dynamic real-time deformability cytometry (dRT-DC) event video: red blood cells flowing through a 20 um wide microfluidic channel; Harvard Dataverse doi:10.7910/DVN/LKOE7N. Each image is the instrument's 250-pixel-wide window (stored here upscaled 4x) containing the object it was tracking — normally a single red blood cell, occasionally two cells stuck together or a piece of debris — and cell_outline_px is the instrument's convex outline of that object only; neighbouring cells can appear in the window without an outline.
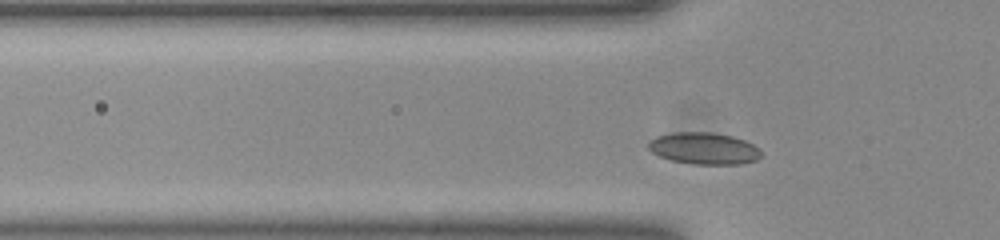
{"species": "common noctule bat (a hibernating species)", "species_latin": "Nyctalus noctula", "temperature_condition": "room temperature", "stored_images_in_passage": 19, "segment_of_instrument_passage": [2, 2], "camera_frame_rate_fps": 3000, "um_per_image_px": 0.085, "animal": {"sex": "female", "body_mass_g": 23.0, "forearm_length_mm": 53.4}, "frame": {"image": 1, "passage_image": 19, "time_ms": 6.0, "image_size_px": [1000, 240], "cell_outline_px": [[760, 156], [756, 160], [740, 164], [692, 164], [672, 160], [660, 156], [652, 152], [648, 148], [648, 140], [656, 136], [672, 132], [712, 132], [732, 136], [744, 140], [760, 148]], "centroid_in_image_um": [59.81, 12.6], "position_along_channel_um": 66.0, "area_um2": 20.92}}